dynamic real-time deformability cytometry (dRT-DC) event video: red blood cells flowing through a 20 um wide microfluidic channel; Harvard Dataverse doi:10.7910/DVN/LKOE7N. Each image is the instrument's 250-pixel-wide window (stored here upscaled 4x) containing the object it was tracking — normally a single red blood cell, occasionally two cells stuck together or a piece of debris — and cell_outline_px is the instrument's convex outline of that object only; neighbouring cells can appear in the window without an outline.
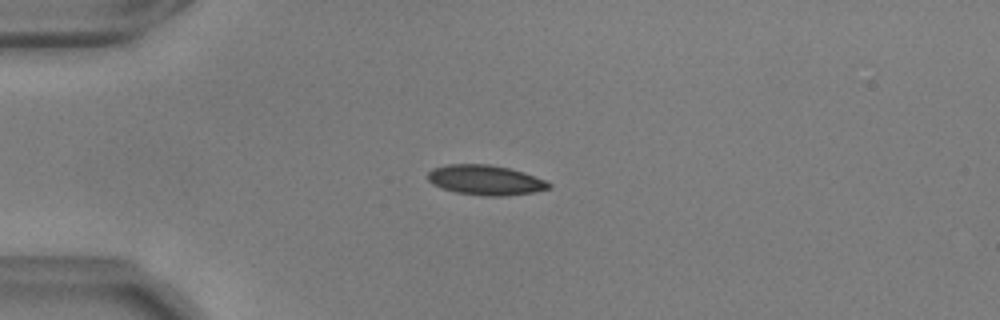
{"species": "common noctule bat (a hibernating species)", "species_latin": "Nyctalus noctula", "temperature_condition": "warm", "stored_images_in_passage": 42, "camera_frame_rate_fps": 3000, "um_per_image_px": 0.085, "animal": {"sex": "male", "body_mass_g": 17.9, "forearm_length_mm": 54.2}, "frame": {"image": 1, "passage_image": 1, "time_ms": 0.0, "image_size_px": [1000, 320], "cell_outline_px": [[552, 188], [532, 192], [504, 196], [484, 196], [456, 192], [432, 184], [428, 180], [428, 172], [432, 168], [448, 164], [488, 164], [508, 168], [524, 172], [548, 180], [552, 184]], "centroid_in_image_um": [41.3, 15.3], "position_along_channel_um": 43.7, "area_um2": 21.21}}
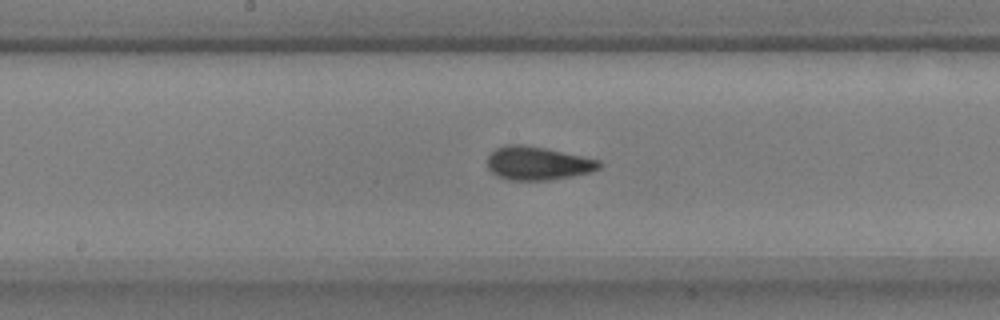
{"frame": {"image": 2, "passage_image": 16, "time_ms": 5.0, "image_size_px": [1000, 320], "cell_outline_px": [[600, 168], [592, 172], [572, 176], [548, 180], [508, 180], [492, 172], [488, 168], [488, 156], [496, 148], [504, 144], [524, 144], [548, 148], [600, 160]], "centroid_in_image_um": [45.72, 13.86], "position_along_channel_um": 202.5, "area_um2": 21.91}}
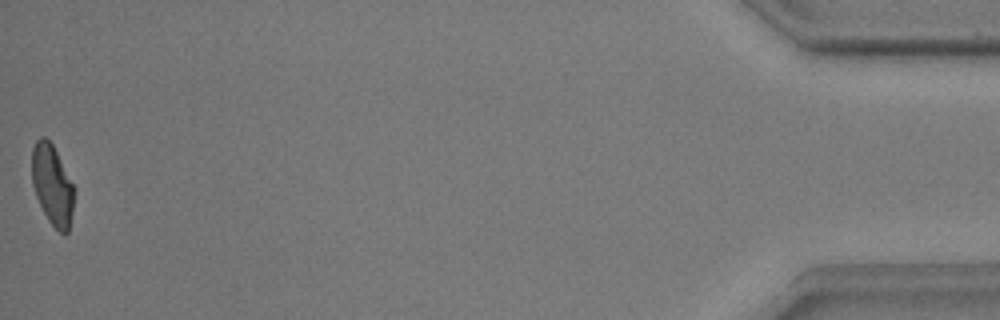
{"frame": {"image": 3, "passage_image": 42, "time_ms": 13.667, "image_size_px": [1000, 320], "cell_outline_px": [[76, 192], [68, 232], [64, 236], [48, 220], [36, 196], [32, 184], [32, 148], [36, 140], [40, 136], [44, 136], [52, 144], [76, 188]], "centroid_in_image_um": [4.47, 15.72], "position_along_channel_um": 430.7, "area_um2": 19.94}, "authors_computed_cell_mechanics": {"area_um2": 21.0392, "velocity_mm_per_s": 3.6693, "shape_relaxation_time_tau1_ms": 5.1716, "shape_relaxation_time_tau2_ms": 1.5925, "deformation_change_tau1": 0.1607, "deformation_change_tau2": 0.0619}}